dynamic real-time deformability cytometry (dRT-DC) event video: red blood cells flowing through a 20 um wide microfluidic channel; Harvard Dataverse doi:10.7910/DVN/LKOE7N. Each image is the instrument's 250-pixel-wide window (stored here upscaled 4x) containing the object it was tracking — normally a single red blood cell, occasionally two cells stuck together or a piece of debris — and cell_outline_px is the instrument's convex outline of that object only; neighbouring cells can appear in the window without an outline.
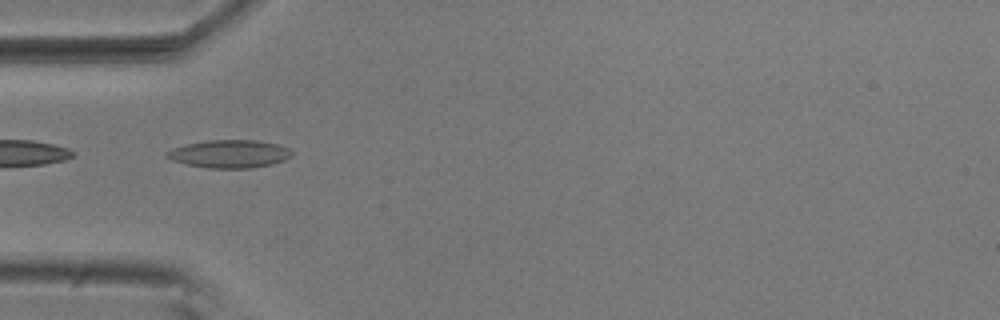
{"species": "common noctule bat (a hibernating species)", "species_latin": "Nyctalus noctula", "temperature_condition": "room temperature", "stored_images_in_passage": 8, "camera_frame_rate_fps": 3000, "um_per_image_px": 0.085, "animal": {"sex": "male", "body_mass_g": 20.5, "forearm_length_mm": 52.5}, "frame": {"image": 1, "passage_image": 3, "time_ms": 0.667, "image_size_px": [1000, 320], "cell_outline_px": [[292, 156], [284, 160], [272, 164], [252, 168], [208, 168], [188, 164], [172, 160], [164, 156], [164, 152], [172, 148], [184, 144], [208, 140], [260, 140], [276, 144], [288, 148], [292, 152]], "centroid_in_image_um": [19.48, 13.07], "position_along_channel_um": 65.5, "area_um2": 20.46}}
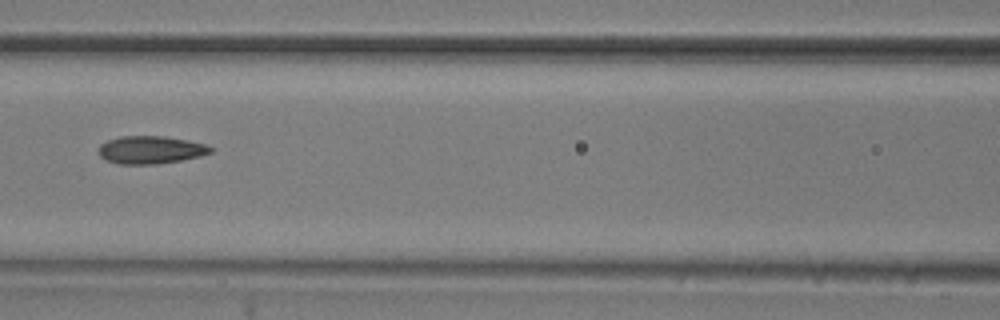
{"frame": {"image": 2, "passage_image": 5, "time_ms": 1.333, "image_size_px": [1000, 320], "cell_outline_px": [[212, 152], [200, 156], [180, 160], [156, 164], [120, 164], [104, 160], [100, 156], [100, 144], [108, 140], [120, 136], [164, 136], [188, 140], [204, 144], [212, 148]], "centroid_in_image_um": [12.79, 12.73], "position_along_channel_um": 153.8, "area_um2": 18.03}}
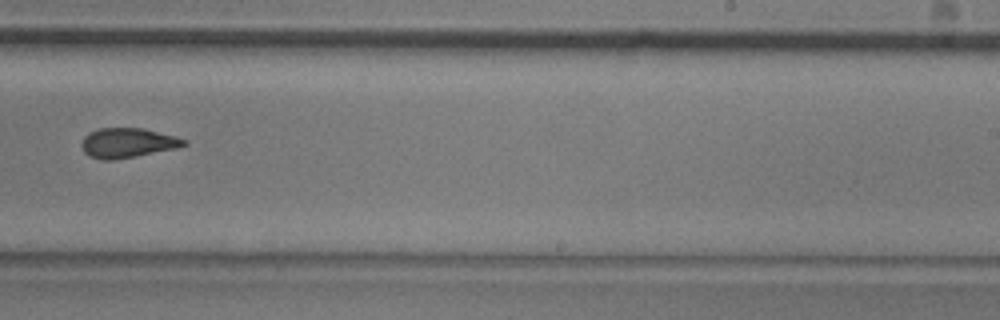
{"frame": {"image": 3, "passage_image": 8, "time_ms": 2.333, "image_size_px": [1000, 320], "cell_outline_px": [[188, 144], [176, 148], [136, 156], [112, 160], [104, 160], [88, 156], [84, 152], [80, 144], [84, 136], [88, 132], [100, 128], [144, 128], [188, 140]], "centroid_in_image_um": [10.81, 12.14], "position_along_channel_um": 278.2, "area_um2": 17.74}}